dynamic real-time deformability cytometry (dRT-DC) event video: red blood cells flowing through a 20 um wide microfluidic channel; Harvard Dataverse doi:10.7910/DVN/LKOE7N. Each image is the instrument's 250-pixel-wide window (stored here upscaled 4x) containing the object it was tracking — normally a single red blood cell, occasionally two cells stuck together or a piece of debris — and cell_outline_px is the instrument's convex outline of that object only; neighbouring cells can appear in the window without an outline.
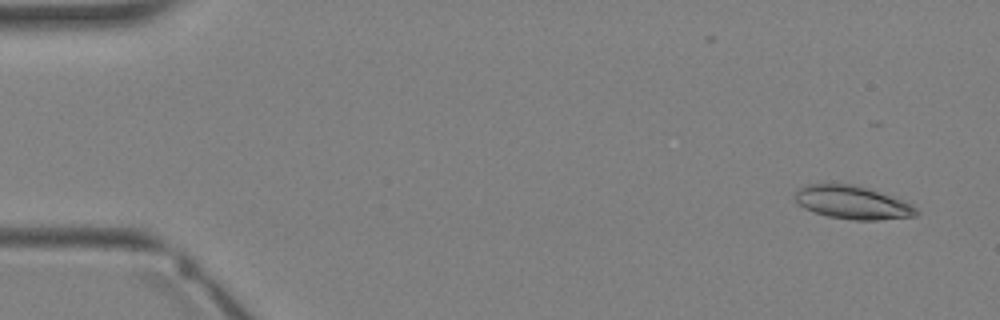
{"species": "Egyptian fruit bat (a non-hibernating species)", "species_latin": "Rousettus aegyptiacus", "temperature_condition": "warm", "stored_images_in_passage": 3, "camera_frame_rate_fps": 3000, "um_per_image_px": 0.085, "animal": {"sex": "female"}, "frame": {"image": 1, "passage_image": 1, "time_ms": 0.0, "image_size_px": [1000, 320], "cell_outline_px": [[920, 212], [916, 216], [880, 220], [852, 220], [828, 216], [804, 208], [796, 200], [796, 192], [800, 188], [808, 184], [852, 184], [868, 188], [912, 204]], "centroid_in_image_um": [72.5, 17.22], "position_along_channel_um": 12.5, "area_um2": 23.18}}
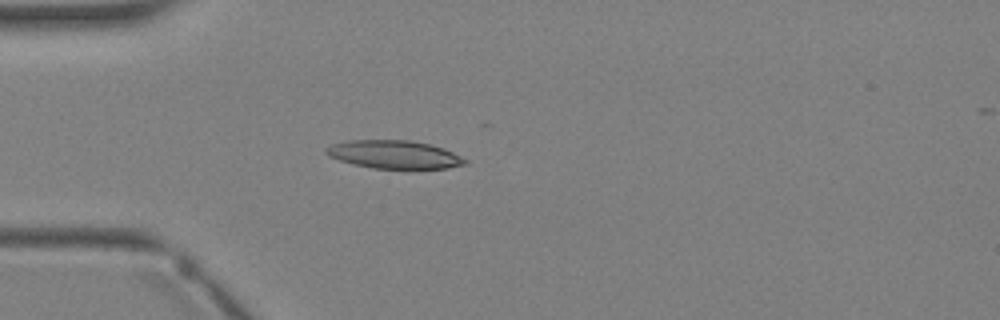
{"frame": {"image": 2, "passage_image": 3, "time_ms": 2.667, "image_size_px": [1000, 320], "cell_outline_px": [[468, 164], [448, 168], [372, 168], [352, 164], [328, 156], [324, 152], [324, 148], [332, 144], [348, 140], [408, 140], [432, 144], [444, 148], [468, 160]], "centroid_in_image_um": [33.5, 13.12], "position_along_channel_um": 51.5, "area_um2": 22.89}}